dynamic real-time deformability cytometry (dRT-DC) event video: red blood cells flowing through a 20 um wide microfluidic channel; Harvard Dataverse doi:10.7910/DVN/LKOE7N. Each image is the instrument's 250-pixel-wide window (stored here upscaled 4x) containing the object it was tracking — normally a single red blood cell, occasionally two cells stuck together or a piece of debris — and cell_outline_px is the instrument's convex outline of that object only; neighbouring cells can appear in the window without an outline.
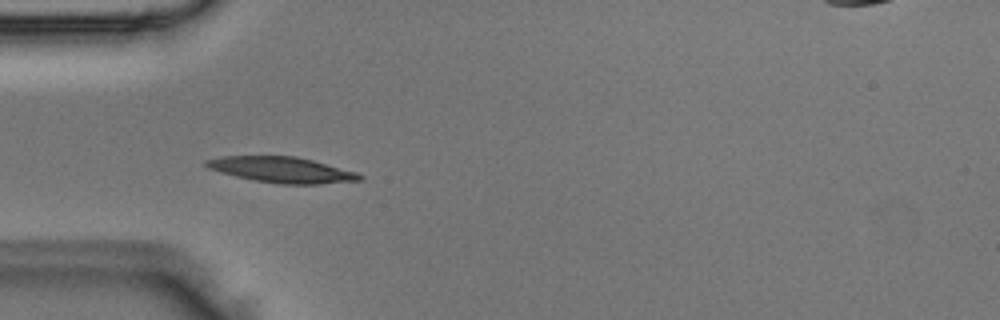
{"species": "Egyptian fruit bat (a non-hibernating species)", "species_latin": "Rousettus aegyptiacus", "temperature_condition": "room temperature", "stored_images_in_passage": 5, "camera_frame_rate_fps": 3000, "um_per_image_px": 0.085, "animal": {"sex": "male"}, "frame": {"image": 1, "passage_image": 4, "time_ms": 1.0, "image_size_px": [1000, 320], "cell_outline_px": [[364, 180], [320, 184], [280, 184], [256, 180], [236, 176], [220, 172], [208, 168], [204, 164], [204, 160], [224, 156], [296, 156], [312, 160], [356, 172], [364, 176]], "centroid_in_image_um": [23.97, 14.43], "position_along_channel_um": 61.0, "area_um2": 22.89}}
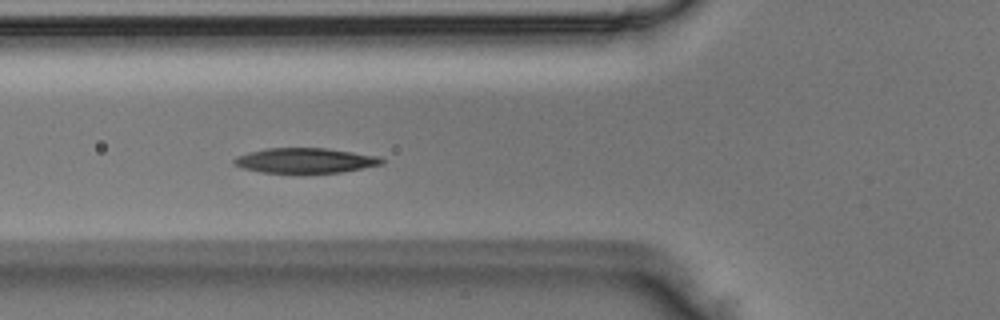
{"frame": {"image": 2, "passage_image": 5, "time_ms": 1.333, "image_size_px": [1000, 320], "cell_outline_px": [[384, 164], [340, 172], [304, 176], [300, 176], [260, 172], [240, 168], [232, 164], [232, 160], [236, 156], [248, 152], [268, 148], [324, 148], [380, 156], [384, 160]], "centroid_in_image_um": [25.88, 13.69], "position_along_channel_um": 99.9, "area_um2": 22.66}}